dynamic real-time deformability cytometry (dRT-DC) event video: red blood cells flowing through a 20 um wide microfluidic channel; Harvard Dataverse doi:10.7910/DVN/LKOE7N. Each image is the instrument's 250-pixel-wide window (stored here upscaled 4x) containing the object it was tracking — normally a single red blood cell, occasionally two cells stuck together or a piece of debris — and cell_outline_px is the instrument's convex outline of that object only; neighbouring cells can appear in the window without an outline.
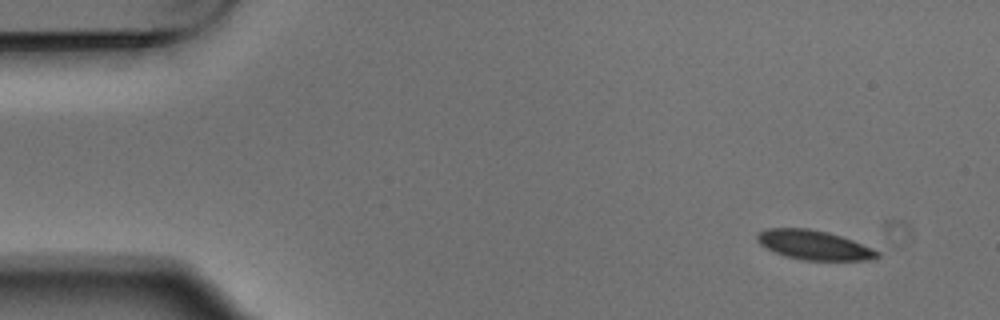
{"species": "Egyptian fruit bat (a non-hibernating species)", "species_latin": "Rousettus aegyptiacus", "temperature_condition": "warm", "stored_images_in_passage": 4, "camera_frame_rate_fps": 3000, "um_per_image_px": 0.085, "animal": {"sex": "male"}, "frame": {"image": 1, "passage_image": 1, "time_ms": 0.0, "image_size_px": [1000, 320], "cell_outline_px": [[880, 256], [872, 260], [804, 260], [784, 256], [760, 244], [756, 240], [756, 236], [760, 232], [768, 228], [808, 228], [828, 232], [852, 240], [872, 248], [880, 252]], "centroid_in_image_um": [69.2, 20.83], "position_along_channel_um": 15.8, "area_um2": 20.46}}
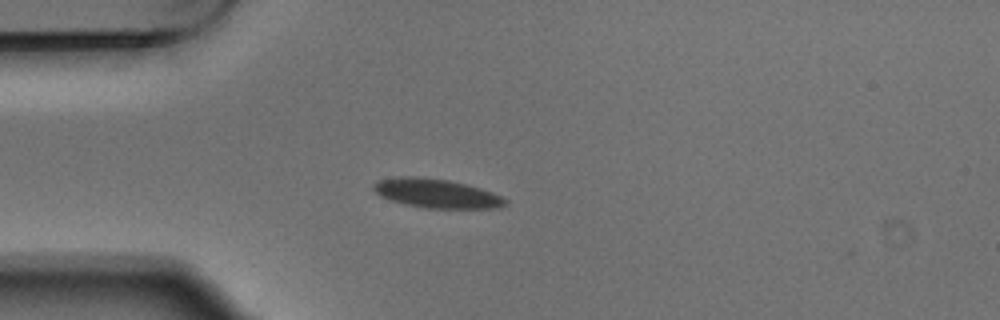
{"frame": {"image": 2, "passage_image": 4, "time_ms": 1.0, "image_size_px": [1000, 320], "cell_outline_px": [[508, 204], [500, 208], [424, 208], [404, 204], [388, 200], [380, 196], [372, 188], [372, 184], [376, 180], [400, 176], [416, 176], [448, 180], [480, 188], [492, 192], [508, 200]], "centroid_in_image_um": [37.06, 16.44], "position_along_channel_um": 47.9, "area_um2": 22.48}}